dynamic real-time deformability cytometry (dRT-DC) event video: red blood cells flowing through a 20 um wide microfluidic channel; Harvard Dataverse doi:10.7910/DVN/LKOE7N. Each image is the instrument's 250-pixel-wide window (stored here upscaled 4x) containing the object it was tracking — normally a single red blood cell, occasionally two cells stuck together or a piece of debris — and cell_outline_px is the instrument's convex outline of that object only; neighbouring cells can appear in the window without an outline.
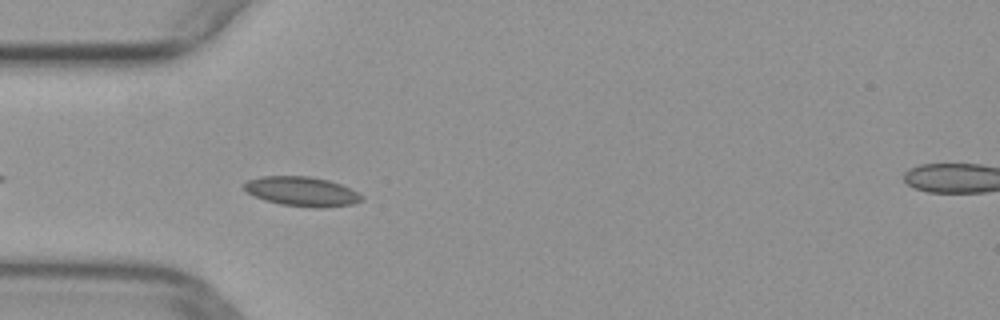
{"species": "common noctule bat (a hibernating species)", "species_latin": "Nyctalus noctula", "temperature_condition": "warm", "stored_images_in_passage": 38, "camera_frame_rate_fps": 3000, "um_per_image_px": 0.085, "animal": {"sex": "female", "body_mass_g": 29.2, "forearm_length_mm": 56.3}, "frame": {"image": 1, "passage_image": 4, "time_ms": 1.0, "image_size_px": [1000, 320], "cell_outline_px": [[364, 200], [352, 204], [320, 208], [316, 208], [280, 204], [264, 200], [248, 192], [244, 188], [244, 184], [248, 180], [260, 176], [308, 176], [328, 180], [340, 184], [364, 196]], "centroid_in_image_um": [25.67, 16.27], "position_along_channel_um": 59.3, "area_um2": 20.06}}
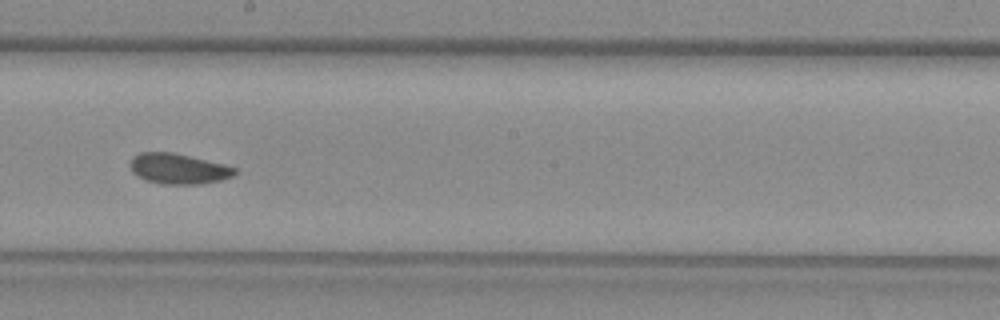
{"frame": {"image": 2, "passage_image": 17, "time_ms": 5.333, "image_size_px": [1000, 320], "cell_outline_px": [[236, 172], [232, 176], [220, 180], [200, 184], [160, 184], [148, 180], [132, 172], [128, 164], [132, 156], [140, 152], [172, 152], [224, 164], [236, 168]], "centroid_in_image_um": [15.13, 14.33], "position_along_channel_um": 233.1, "area_um2": 18.5}}
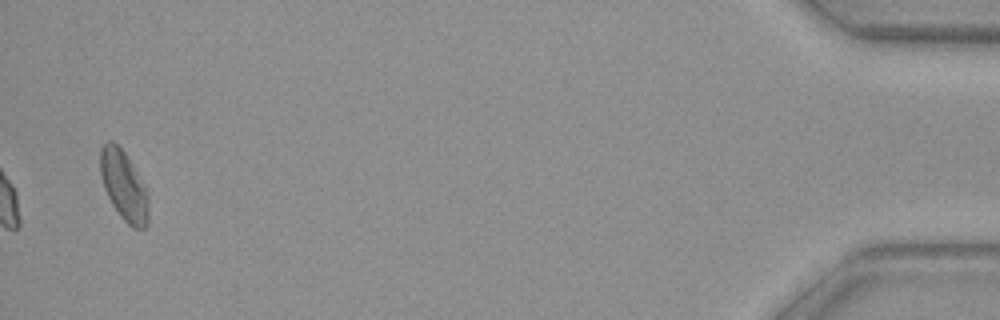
{"frame": {"image": 3, "passage_image": 38, "time_ms": 12.333, "image_size_px": [1000, 320], "cell_outline_px": [[148, 224], [144, 228], [132, 228], [120, 216], [112, 204], [104, 188], [100, 176], [100, 148], [108, 140], [112, 140], [124, 152], [132, 164], [144, 184], [148, 192]], "centroid_in_image_um": [10.52, 15.79], "position_along_channel_um": 424.7, "area_um2": 19.59}}